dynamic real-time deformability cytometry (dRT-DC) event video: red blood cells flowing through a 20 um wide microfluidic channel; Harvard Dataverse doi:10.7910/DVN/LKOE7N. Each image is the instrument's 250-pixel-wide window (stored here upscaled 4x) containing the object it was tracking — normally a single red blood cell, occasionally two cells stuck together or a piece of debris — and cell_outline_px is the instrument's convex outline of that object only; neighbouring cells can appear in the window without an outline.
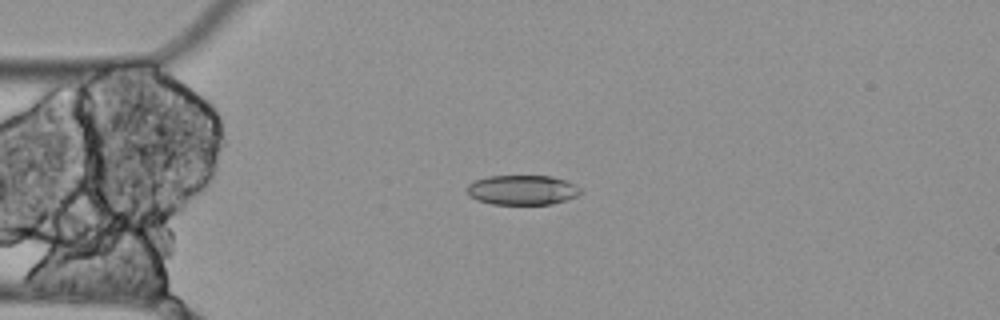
{"species": "Egyptian fruit bat (a non-hibernating species)", "species_latin": "Rousettus aegyptiacus", "temperature_condition": "cold", "stored_images_in_passage": 3, "camera_frame_rate_fps": 3000, "um_per_image_px": 0.085, "animal": {"sex": "female"}, "frame": {"image": 1, "passage_image": 3, "time_ms": 0.667, "image_size_px": [1000, 320], "cell_outline_px": [[584, 192], [576, 196], [552, 204], [492, 204], [476, 200], [468, 196], [468, 184], [476, 180], [488, 176], [552, 176], [564, 180], [580, 188]], "centroid_in_image_um": [44.38, 16.15], "position_along_channel_um": 40.6, "area_um2": 19.59}}